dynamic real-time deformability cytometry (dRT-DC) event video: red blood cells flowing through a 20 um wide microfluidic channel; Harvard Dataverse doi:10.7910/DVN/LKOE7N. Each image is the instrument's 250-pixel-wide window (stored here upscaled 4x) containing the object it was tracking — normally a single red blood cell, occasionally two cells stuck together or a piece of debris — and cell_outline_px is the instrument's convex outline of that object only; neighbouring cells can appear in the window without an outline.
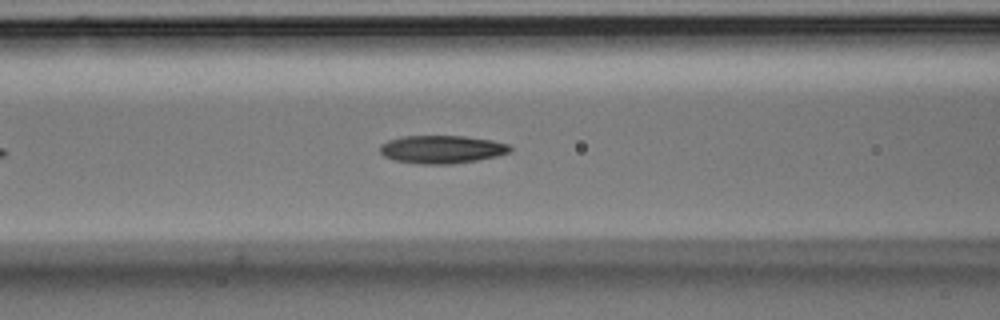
{"species": "Egyptian fruit bat (a non-hibernating species)", "species_latin": "Rousettus aegyptiacus", "temperature_condition": "room temperature", "stored_images_in_passage": 16, "camera_frame_rate_fps": 3000, "um_per_image_px": 0.085, "animal": {"sex": "male"}, "frame": {"image": 1, "passage_image": 12, "time_ms": 3.667, "image_size_px": [1000, 320], "cell_outline_px": [[512, 148], [508, 152], [496, 156], [476, 160], [452, 164], [424, 164], [396, 160], [384, 156], [380, 152], [380, 144], [388, 140], [404, 136], [464, 136], [492, 140], [508, 144]], "centroid_in_image_um": [37.54, 12.69], "position_along_channel_um": 129.1, "area_um2": 21.04}}